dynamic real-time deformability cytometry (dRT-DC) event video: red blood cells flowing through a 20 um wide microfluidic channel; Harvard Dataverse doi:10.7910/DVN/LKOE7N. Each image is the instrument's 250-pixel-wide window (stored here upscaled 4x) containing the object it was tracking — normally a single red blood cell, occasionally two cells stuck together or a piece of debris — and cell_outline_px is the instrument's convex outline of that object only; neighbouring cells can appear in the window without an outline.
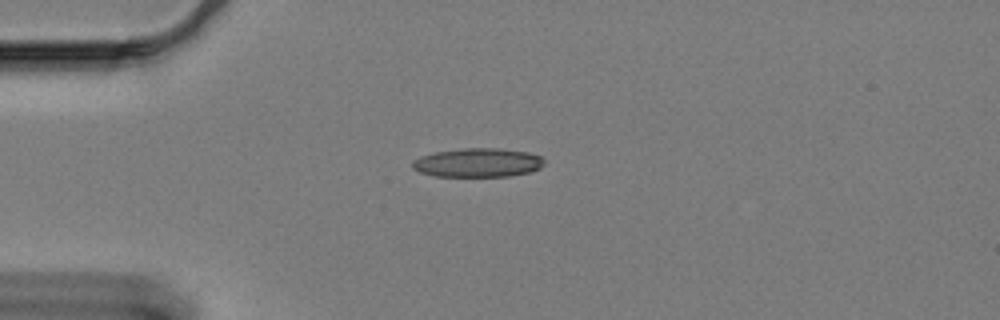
{"species": "Egyptian fruit bat (a non-hibernating species)", "species_latin": "Rousettus aegyptiacus", "temperature_condition": "cold", "stored_images_in_passage": 46, "camera_frame_rate_fps": 3000, "um_per_image_px": 0.085, "animal": {"sex": "female"}, "frame": {"image": 1, "passage_image": 1, "time_ms": 0.0, "image_size_px": [1000, 320], "cell_outline_px": [[544, 164], [540, 168], [532, 172], [508, 176], [436, 176], [420, 172], [412, 168], [412, 160], [420, 156], [436, 152], [464, 148], [496, 148], [528, 152], [540, 156], [544, 160]], "centroid_in_image_um": [40.62, 13.83], "position_along_channel_um": 44.4, "area_um2": 22.2}}
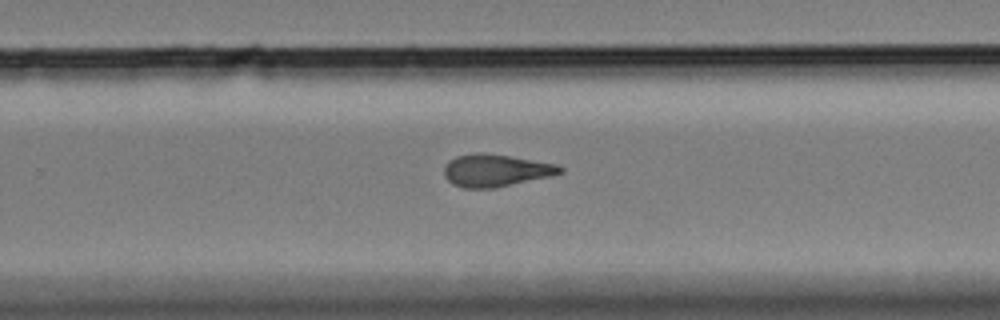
{"frame": {"image": 2, "passage_image": 25, "time_ms": 8.0, "image_size_px": [1000, 320], "cell_outline_px": [[564, 172], [552, 176], [496, 188], [464, 188], [452, 184], [444, 176], [444, 168], [448, 160], [456, 156], [476, 152], [484, 152], [512, 156], [556, 164], [564, 168]], "centroid_in_image_um": [42.14, 14.48], "position_along_channel_um": 287.7, "area_um2": 22.2}}
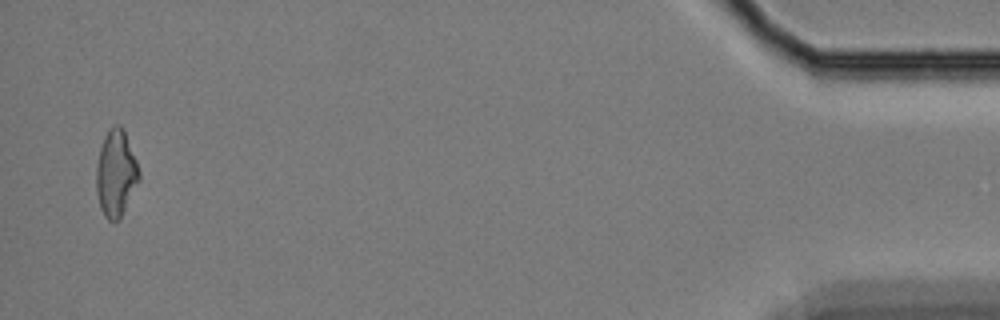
{"frame": {"image": 3, "passage_image": 45, "time_ms": 14.667, "image_size_px": [1000, 320], "cell_outline_px": [[140, 180], [120, 216], [116, 220], [108, 220], [104, 216], [100, 208], [96, 192], [96, 168], [100, 148], [104, 136], [108, 128], [116, 124], [120, 124], [124, 128], [136, 160], [140, 172]], "centroid_in_image_um": [9.85, 14.68], "position_along_channel_um": 425.4, "area_um2": 21.56}, "authors_computed_cell_mechanics": {"area_um2": 21.4149, "velocity_mm_per_s": 3.2894, "shape_relaxation_time_tau1_ms": null, "shape_relaxation_time_tau2_ms": 4.2582, "deformation_change_tau1": null, "deformation_change_tau2": 0.1304}}